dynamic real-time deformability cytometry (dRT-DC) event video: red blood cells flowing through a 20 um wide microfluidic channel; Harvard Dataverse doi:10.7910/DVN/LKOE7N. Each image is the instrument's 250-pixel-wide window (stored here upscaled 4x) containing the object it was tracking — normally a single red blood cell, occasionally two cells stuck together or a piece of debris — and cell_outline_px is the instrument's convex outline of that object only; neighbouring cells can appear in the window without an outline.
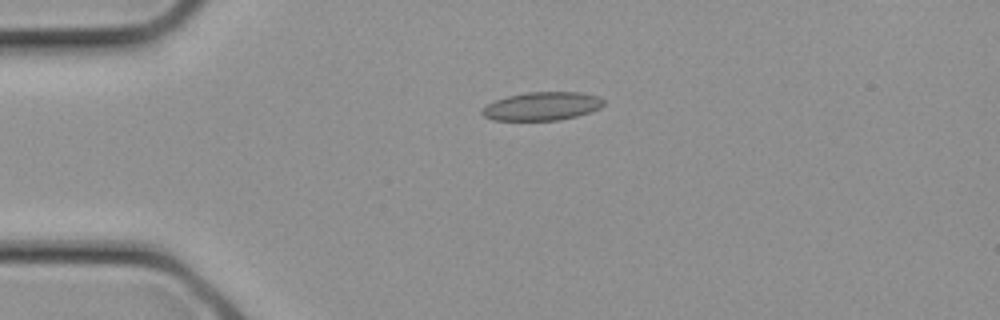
{"species": "common noctule bat (a hibernating species)", "species_latin": "Nyctalus noctula", "temperature_condition": "cold", "stored_images_in_passage": 8, "camera_frame_rate_fps": 3000, "um_per_image_px": 0.085, "animal": {"sex": "female", "body_mass_g": 21.9}, "frame": {"image": 1, "passage_image": 1, "time_ms": 0.0, "image_size_px": [1000, 320], "cell_outline_px": [[604, 104], [600, 108], [576, 116], [560, 120], [492, 120], [484, 116], [480, 112], [488, 104], [496, 100], [508, 96], [528, 92], [580, 92], [600, 96], [604, 100]], "centroid_in_image_um": [46.1, 9.02], "position_along_channel_um": 38.9, "area_um2": 20.0}}
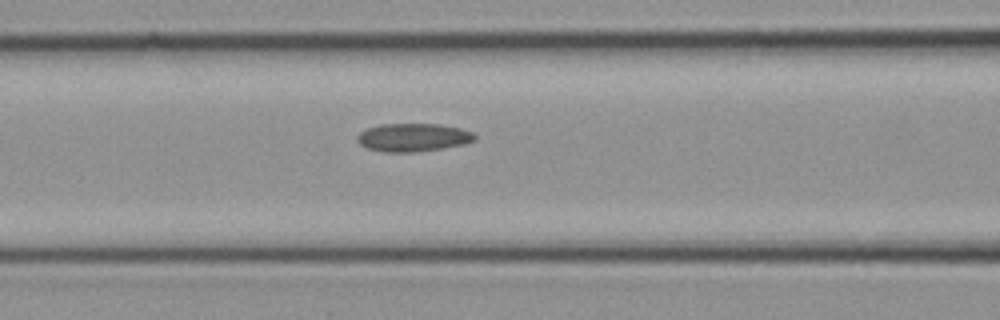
{"frame": {"image": 2, "passage_image": 6, "time_ms": 1.667, "image_size_px": [1000, 320], "cell_outline_px": [[476, 140], [464, 144], [416, 152], [384, 152], [368, 148], [360, 144], [356, 140], [356, 136], [360, 132], [368, 128], [380, 124], [440, 124], [460, 128], [472, 132], [476, 136]], "centroid_in_image_um": [35.1, 11.68], "position_along_channel_um": 131.5, "area_um2": 19.25}}
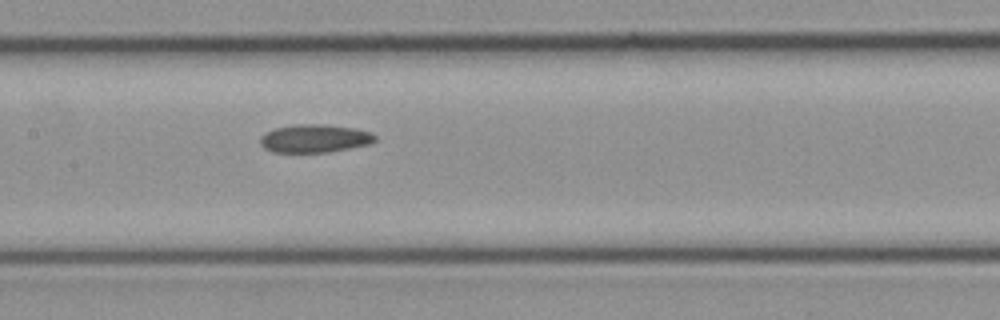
{"frame": {"image": 3, "passage_image": 8, "time_ms": 2.333, "image_size_px": [1000, 320], "cell_outline_px": [[376, 140], [368, 144], [328, 152], [272, 152], [264, 148], [260, 144], [260, 136], [264, 132], [276, 128], [296, 124], [320, 124], [352, 128], [368, 132], [376, 136]], "centroid_in_image_um": [26.67, 11.77], "position_along_channel_um": 180.7, "area_um2": 18.61}}